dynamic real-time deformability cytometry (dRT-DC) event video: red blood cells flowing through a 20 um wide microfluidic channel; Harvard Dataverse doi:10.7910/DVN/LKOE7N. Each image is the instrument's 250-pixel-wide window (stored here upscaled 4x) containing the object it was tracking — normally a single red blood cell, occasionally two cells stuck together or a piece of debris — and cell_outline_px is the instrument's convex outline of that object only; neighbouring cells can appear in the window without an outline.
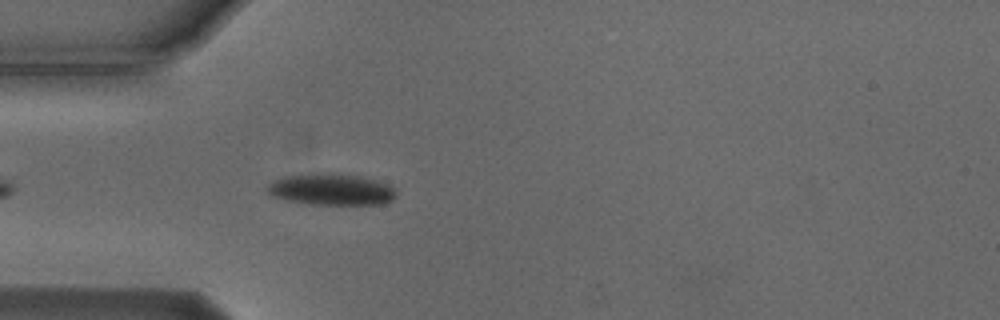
{"species": "Egyptian fruit bat (a non-hibernating species)", "species_latin": "Rousettus aegyptiacus", "temperature_condition": "cold", "stored_images_in_passage": 43, "camera_frame_rate_fps": 3000, "um_per_image_px": 0.085, "animal": {"sex": "male"}, "frame": {"image": 1, "passage_image": 4, "time_ms": 1.0, "image_size_px": [1000, 320], "cell_outline_px": [[396, 196], [392, 200], [384, 204], [308, 204], [288, 200], [272, 196], [264, 188], [268, 184], [284, 176], [308, 172], [336, 172], [360, 176], [380, 180], [388, 184], [396, 192]], "centroid_in_image_um": [28.15, 16.07], "position_along_channel_um": 56.8, "area_um2": 24.16}}
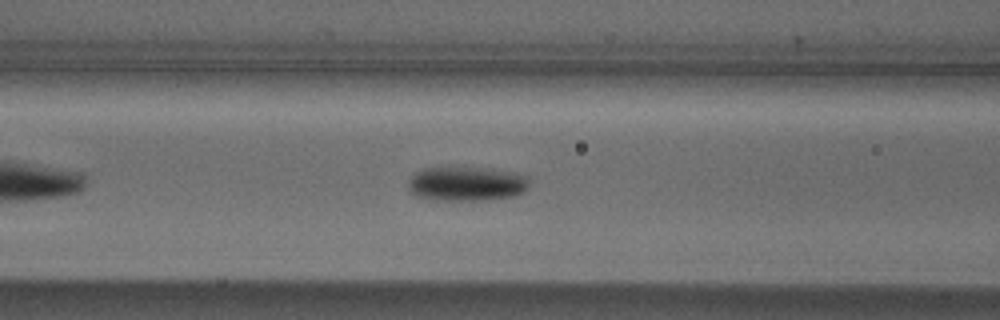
{"frame": {"image": 2, "passage_image": 10, "time_ms": 3.0, "image_size_px": [1000, 320], "cell_outline_px": [[528, 188], [524, 192], [516, 196], [484, 200], [436, 200], [416, 196], [408, 192], [408, 180], [416, 172], [424, 168], [492, 168], [512, 172], [528, 176]], "centroid_in_image_um": [39.66, 15.63], "position_along_channel_um": 126.9, "area_um2": 24.45}}
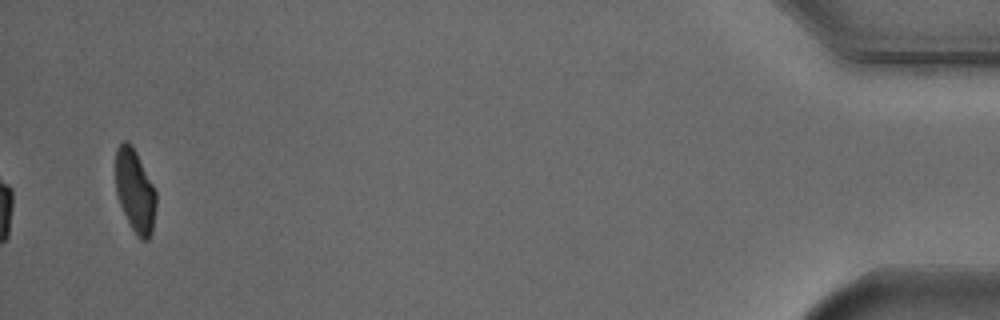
{"frame": {"image": 3, "passage_image": 41, "time_ms": 13.333, "image_size_px": [1000, 320], "cell_outline_px": [[156, 208], [152, 232], [148, 240], [140, 240], [132, 228], [120, 204], [116, 192], [116, 148], [124, 140], [132, 144], [156, 188]], "centroid_in_image_um": [11.5, 16.21], "position_along_channel_um": 423.7, "area_um2": 19.71}, "authors_computed_cell_mechanics": {"area_um2": 22.4842, "velocity_mm_per_s": 3.7249, "shape_relaxation_time_tau1_ms": 4.6276, "shape_relaxation_time_tau2_ms": 5.8739, "deformation_change_tau1": 0.1553, "deformation_change_tau2": 0.0716}}